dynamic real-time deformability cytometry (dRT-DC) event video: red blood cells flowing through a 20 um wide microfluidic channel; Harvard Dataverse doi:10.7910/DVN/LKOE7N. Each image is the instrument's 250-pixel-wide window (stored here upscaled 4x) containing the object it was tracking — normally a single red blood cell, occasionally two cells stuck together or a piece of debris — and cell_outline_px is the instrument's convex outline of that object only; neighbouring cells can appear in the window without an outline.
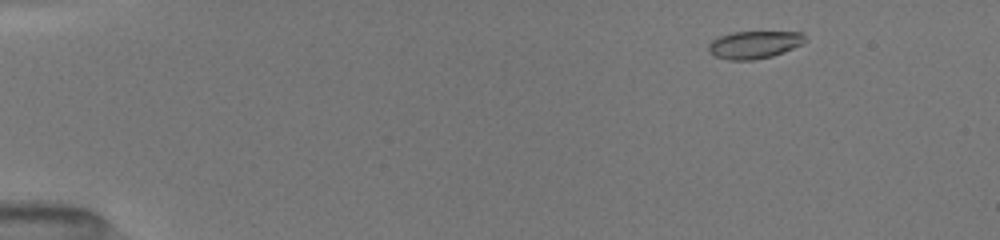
{"species": "common noctule bat (a hibernating species)", "species_latin": "Nyctalus noctula", "temperature_condition": "room temperature", "stored_images_in_passage": 12, "camera_frame_rate_fps": 3000, "um_per_image_px": 0.085, "animal": {"sex": "female", "body_mass_g": 19.5, "forearm_length_mm": 54.1}, "frame": {"image": 1, "passage_image": 3, "time_ms": 1.333, "image_size_px": [1000, 240], "cell_outline_px": [[808, 40], [784, 52], [772, 56], [752, 60], [728, 60], [716, 56], [708, 52], [708, 44], [712, 40], [720, 36], [732, 32], [800, 32]], "centroid_in_image_um": [64.08, 3.8], "position_along_channel_um": 20.9, "area_um2": 15.43}}